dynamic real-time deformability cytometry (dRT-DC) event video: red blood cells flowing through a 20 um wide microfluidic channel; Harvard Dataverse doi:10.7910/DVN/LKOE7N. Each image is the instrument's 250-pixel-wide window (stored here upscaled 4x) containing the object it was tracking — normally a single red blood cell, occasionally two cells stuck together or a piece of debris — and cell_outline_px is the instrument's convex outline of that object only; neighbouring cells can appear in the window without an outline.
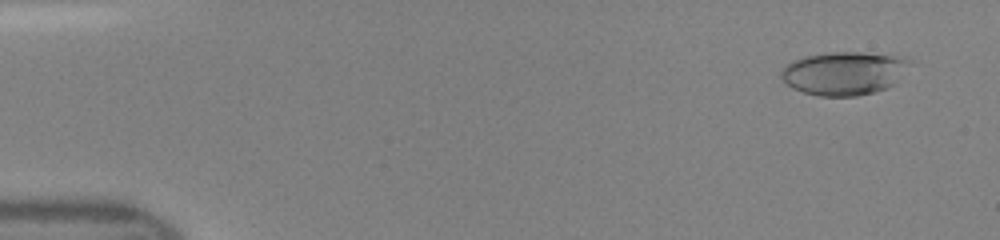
{"species": "human", "species_latin": "Homo sapiens", "temperature_condition": "room temperature", "stored_images_in_passage": 46, "camera_frame_rate_fps": 3000, "um_per_image_px": 0.085, "donor": {"sex": "female"}, "frame": {"image": 1, "passage_image": 3, "time_ms": 0.667, "image_size_px": [1000, 240], "cell_outline_px": [[912, 60], [892, 84], [888, 88], [876, 92], [856, 96], [820, 96], [804, 92], [792, 88], [780, 76], [780, 72], [792, 60], [804, 56], [828, 52], [860, 52], [908, 56]], "centroid_in_image_um": [71.75, 6.21], "position_along_channel_um": 13.3, "area_um2": 32.48}}
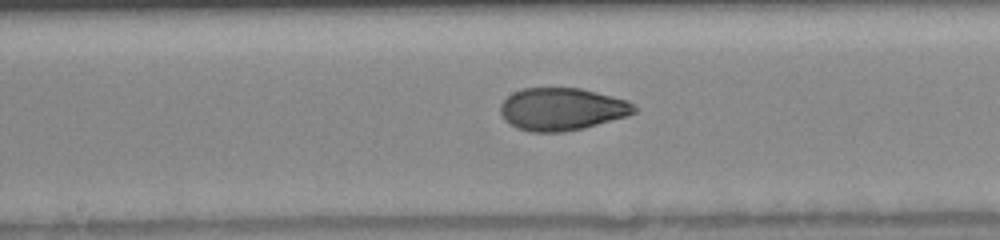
{"frame": {"image": 2, "passage_image": 25, "time_ms": 8.0, "image_size_px": [1000, 240], "cell_outline_px": [[640, 108], [636, 112], [628, 116], [584, 128], [560, 132], [532, 132], [516, 128], [504, 120], [500, 112], [500, 104], [512, 92], [524, 88], [580, 88], [628, 100]], "centroid_in_image_um": [47.78, 9.28], "position_along_channel_um": 200.4, "area_um2": 33.41}}
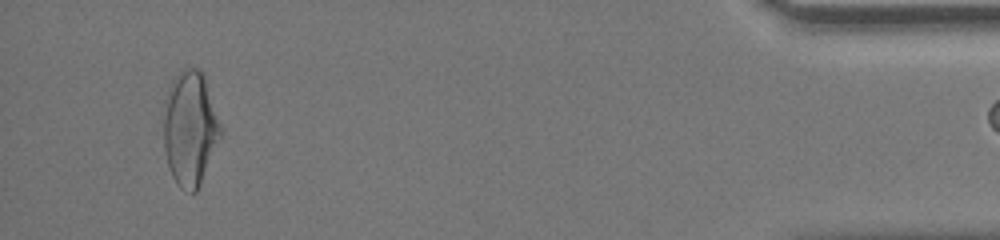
{"frame": {"image": 3, "passage_image": 45, "time_ms": 14.667, "image_size_px": [1000, 240], "cell_outline_px": [[220, 136], [200, 184], [196, 192], [184, 192], [176, 184], [168, 168], [164, 148], [164, 100], [168, 88], [172, 80], [184, 68], [200, 68], [204, 72], [220, 124]], "centroid_in_image_um": [16.12, 10.9], "position_along_channel_um": 419.1, "area_um2": 38.03}}